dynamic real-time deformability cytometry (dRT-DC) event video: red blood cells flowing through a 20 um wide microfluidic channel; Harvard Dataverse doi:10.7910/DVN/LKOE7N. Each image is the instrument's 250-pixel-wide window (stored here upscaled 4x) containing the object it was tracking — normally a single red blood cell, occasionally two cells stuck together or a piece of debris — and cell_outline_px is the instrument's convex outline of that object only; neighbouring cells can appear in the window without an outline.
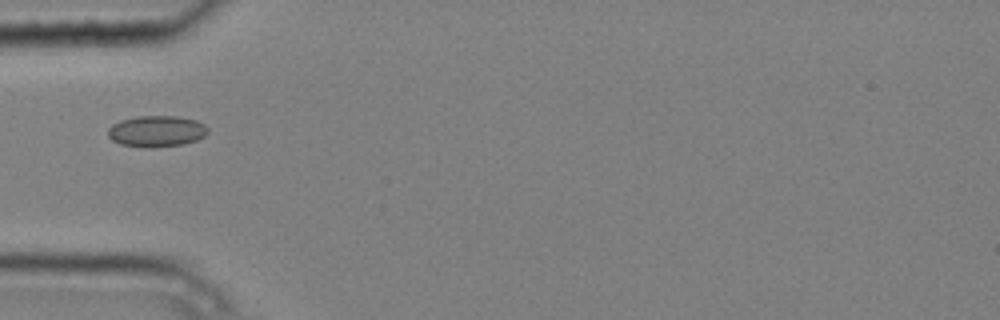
{"species": "common noctule bat (a hibernating species)", "species_latin": "Nyctalus noctula", "temperature_condition": "cold", "stored_images_in_passage": 1, "camera_frame_rate_fps": 3000, "um_per_image_px": 0.085, "animal": {"sex": "male", "body_mass_g": 20.4}, "frame": {"image": 1, "passage_image": 1, "time_ms": 0.0, "image_size_px": [1000, 320], "cell_outline_px": [[208, 132], [204, 136], [196, 140], [184, 144], [152, 148], [144, 148], [120, 144], [112, 140], [108, 136], [108, 128], [112, 124], [120, 120], [136, 116], [176, 116], [196, 120], [204, 124], [208, 128]], "centroid_in_image_um": [13.29, 11.16], "position_along_channel_um": 71.7, "area_um2": 18.38}}